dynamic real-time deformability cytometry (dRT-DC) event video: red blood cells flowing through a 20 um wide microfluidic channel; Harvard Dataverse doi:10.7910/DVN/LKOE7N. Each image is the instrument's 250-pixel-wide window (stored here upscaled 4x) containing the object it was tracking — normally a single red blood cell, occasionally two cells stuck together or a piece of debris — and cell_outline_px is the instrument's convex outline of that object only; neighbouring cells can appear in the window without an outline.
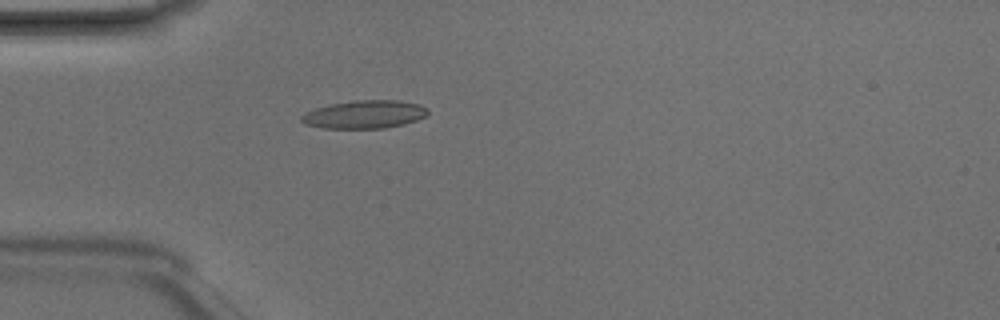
{"species": "Egyptian fruit bat (a non-hibernating species)", "species_latin": "Rousettus aegyptiacus", "temperature_condition": "room temperature", "stored_images_in_passage": 2, "camera_frame_rate_fps": 3000, "um_per_image_px": 0.085, "animal": {"sex": "male"}, "frame": {"image": 1, "passage_image": 2, "time_ms": 0.333, "image_size_px": [1000, 320], "cell_outline_px": [[428, 112], [424, 116], [416, 120], [404, 124], [384, 128], [324, 128], [304, 124], [300, 120], [300, 116], [304, 112], [316, 108], [332, 104], [356, 100], [400, 100], [420, 104], [428, 108]], "centroid_in_image_um": [30.97, 9.72], "position_along_channel_um": 54.0, "area_um2": 20.69}}